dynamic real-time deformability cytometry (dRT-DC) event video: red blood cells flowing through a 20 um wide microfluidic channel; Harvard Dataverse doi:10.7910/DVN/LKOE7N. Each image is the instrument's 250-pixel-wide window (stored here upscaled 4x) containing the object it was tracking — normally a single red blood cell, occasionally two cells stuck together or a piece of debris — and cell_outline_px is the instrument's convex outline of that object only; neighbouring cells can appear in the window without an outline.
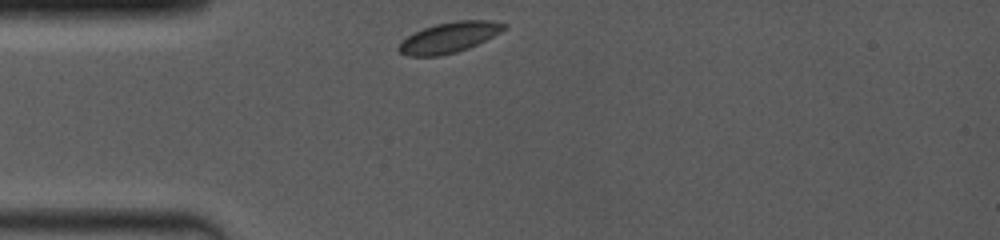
{"species": "common noctule bat (a hibernating species)", "species_latin": "Nyctalus noctula", "temperature_condition": "room temperature", "stored_images_in_passage": 6, "camera_frame_rate_fps": 4000, "um_per_image_px": 0.085, "animal": {"sex": "female", "body_mass_g": 19.0, "forearm_length_mm": 53.3}, "frame": {"image": 1, "passage_image": 1, "time_ms": 0.0, "image_size_px": [1000, 240], "cell_outline_px": [[508, 28], [468, 48], [456, 52], [440, 56], [408, 56], [400, 52], [396, 48], [408, 36], [424, 28], [436, 24], [456, 20], [488, 20], [508, 24]], "centroid_in_image_um": [38.2, 3.18], "position_along_channel_um": 46.8, "area_um2": 18.5}}